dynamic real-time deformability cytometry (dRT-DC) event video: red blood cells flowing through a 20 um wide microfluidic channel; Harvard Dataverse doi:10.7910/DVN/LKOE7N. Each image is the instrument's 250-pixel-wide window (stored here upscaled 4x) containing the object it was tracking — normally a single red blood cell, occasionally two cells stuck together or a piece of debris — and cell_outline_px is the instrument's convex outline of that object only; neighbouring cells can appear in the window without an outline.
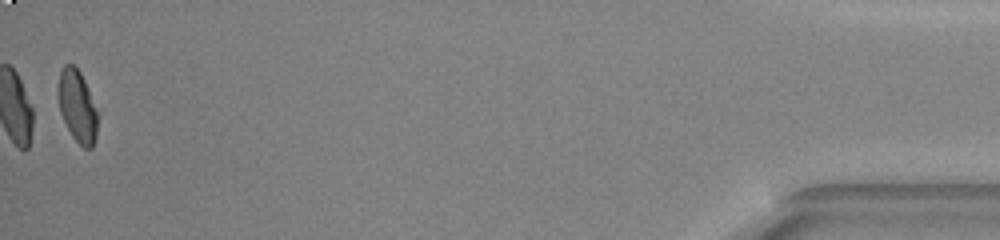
{"species": "common noctule bat (a hibernating species)", "species_latin": "Nyctalus noctula", "temperature_condition": "warm", "stored_images_in_passage": 48, "segment_of_instrument_passage": [2, 2], "camera_frame_rate_fps": 3000, "um_per_image_px": 0.085, "animal": {"sex": "male", "body_mass_g": 20.0, "forearm_length_mm": 53.3}, "frame": {"image": 1, "passage_image": 48, "time_ms": 15.667, "image_size_px": [1000, 240], "cell_outline_px": [[96, 136], [92, 148], [84, 148], [72, 136], [60, 112], [60, 72], [64, 64], [72, 64], [80, 72], [84, 80], [96, 112]], "centroid_in_image_um": [6.57, 9.05], "position_along_channel_um": 428.6, "area_um2": 15.61}}